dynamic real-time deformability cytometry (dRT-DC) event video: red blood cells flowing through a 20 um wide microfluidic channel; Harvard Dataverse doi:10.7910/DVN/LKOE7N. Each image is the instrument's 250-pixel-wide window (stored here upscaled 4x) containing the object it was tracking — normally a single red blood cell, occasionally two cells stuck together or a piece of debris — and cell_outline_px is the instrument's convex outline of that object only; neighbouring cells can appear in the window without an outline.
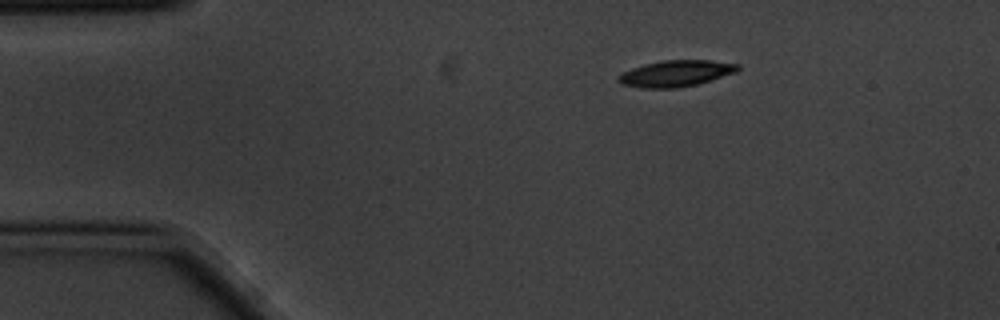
{"species": "common noctule bat (a hibernating species)", "species_latin": "Nyctalus noctula", "temperature_condition": "cold", "stored_images_in_passage": 2, "camera_frame_rate_fps": 3000, "um_per_image_px": 0.085, "animal": {"sex": "male", "body_mass_g": 20.1, "forearm_length_mm": 53.5}, "frame": {"image": 1, "passage_image": 1, "time_ms": 0.0, "image_size_px": [1000, 320], "cell_outline_px": [[740, 68], [736, 72], [696, 84], [676, 88], [644, 88], [620, 84], [616, 80], [616, 76], [620, 72], [644, 64], [664, 60], [712, 60], [740, 64]], "centroid_in_image_um": [57.4, 6.24], "position_along_channel_um": 27.6, "area_um2": 18.38}}